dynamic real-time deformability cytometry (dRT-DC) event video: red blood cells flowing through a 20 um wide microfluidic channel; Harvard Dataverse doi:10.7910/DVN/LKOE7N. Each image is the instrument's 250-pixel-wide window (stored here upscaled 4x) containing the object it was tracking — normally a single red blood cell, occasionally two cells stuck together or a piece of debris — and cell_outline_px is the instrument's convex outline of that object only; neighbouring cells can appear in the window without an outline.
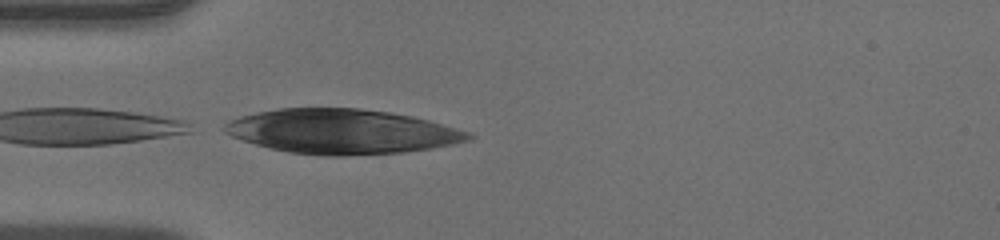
{"species": "human", "species_latin": "Homo sapiens", "temperature_condition": "warm", "stored_images_in_passage": 5, "camera_frame_rate_fps": 3000, "um_per_image_px": 0.085, "donor": {"sex": "male"}, "frame": {"image": 1, "passage_image": 5, "time_ms": 1.333, "image_size_px": [1000, 240], "cell_outline_px": [[476, 136], [472, 140], [432, 148], [404, 152], [340, 156], [324, 156], [288, 152], [268, 148], [232, 136], [224, 132], [220, 128], [228, 120], [240, 116], [256, 112], [276, 108], [360, 108], [388, 112], [412, 116], [428, 120], [468, 132]], "centroid_in_image_um": [29.03, 11.18], "position_along_channel_um": 56.0, "area_um2": 63.52}}